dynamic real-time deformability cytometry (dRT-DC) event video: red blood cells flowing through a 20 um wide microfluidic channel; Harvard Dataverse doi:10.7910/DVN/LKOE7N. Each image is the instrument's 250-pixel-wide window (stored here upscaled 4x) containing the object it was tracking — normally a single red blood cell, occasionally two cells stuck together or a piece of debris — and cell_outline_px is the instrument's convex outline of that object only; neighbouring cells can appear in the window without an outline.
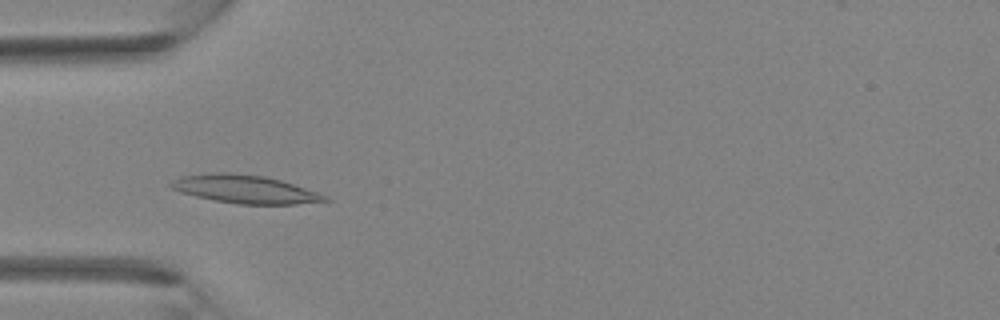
{"species": "Egyptian fruit bat (a non-hibernating species)", "species_latin": "Rousettus aegyptiacus", "temperature_condition": "room temperature", "stored_images_in_passage": 3, "camera_frame_rate_fps": 3000, "um_per_image_px": 0.085, "animal": {"sex": "female"}, "frame": {"image": 1, "passage_image": 3, "time_ms": 2.0, "image_size_px": [1000, 320], "cell_outline_px": [[332, 200], [296, 204], [240, 204], [212, 200], [180, 192], [172, 188], [168, 184], [172, 180], [180, 176], [212, 172], [232, 172], [264, 176], [280, 180], [328, 196]], "centroid_in_image_um": [20.77, 16.07], "position_along_channel_um": 64.2, "area_um2": 25.26}}